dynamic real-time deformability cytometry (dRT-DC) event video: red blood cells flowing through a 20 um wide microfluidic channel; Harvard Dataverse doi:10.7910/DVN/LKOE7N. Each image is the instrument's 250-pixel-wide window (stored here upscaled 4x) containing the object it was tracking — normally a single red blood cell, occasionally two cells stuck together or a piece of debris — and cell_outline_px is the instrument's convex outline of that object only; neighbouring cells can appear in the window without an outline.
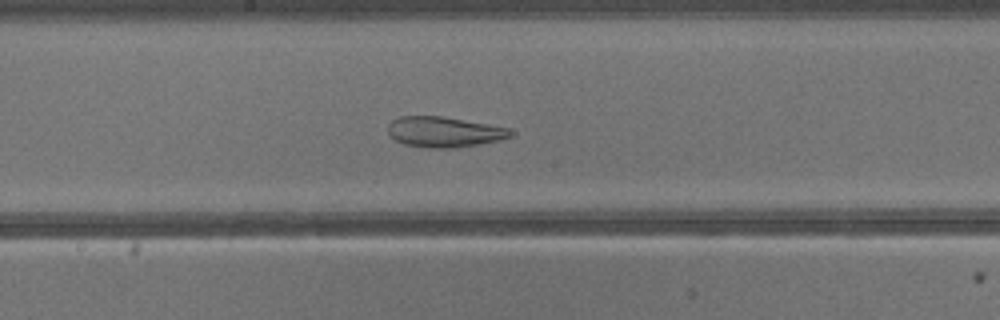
{"species": "common noctule bat (a hibernating species)", "species_latin": "Nyctalus noctula", "temperature_condition": "warm", "stored_images_in_passage": 41, "camera_frame_rate_fps": 3000, "um_per_image_px": 0.085, "animal": {"sex": "male", "body_mass_g": 13.3}, "frame": {"image": 1, "passage_image": 22, "time_ms": 7.0, "image_size_px": [1000, 320], "cell_outline_px": [[516, 132], [512, 136], [500, 140], [452, 148], [428, 148], [404, 144], [396, 140], [388, 132], [388, 124], [392, 120], [400, 116], [440, 116], [508, 128]], "centroid_in_image_um": [37.74, 11.21], "position_along_channel_um": 210.5, "area_um2": 21.5}}
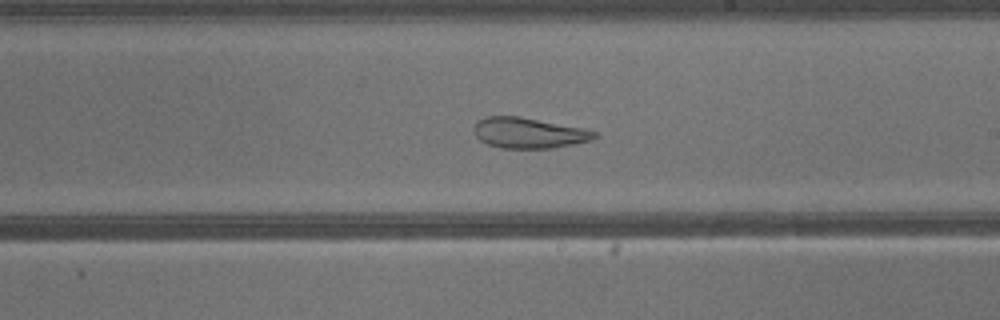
{"frame": {"image": 2, "passage_image": 24, "time_ms": 7.667, "image_size_px": [1000, 320], "cell_outline_px": [[596, 136], [592, 140], [552, 148], [504, 148], [488, 144], [480, 140], [476, 136], [472, 128], [476, 120], [484, 116], [520, 116], [584, 128], [596, 132]], "centroid_in_image_um": [44.89, 11.28], "position_along_channel_um": 244.1, "area_um2": 21.56}}
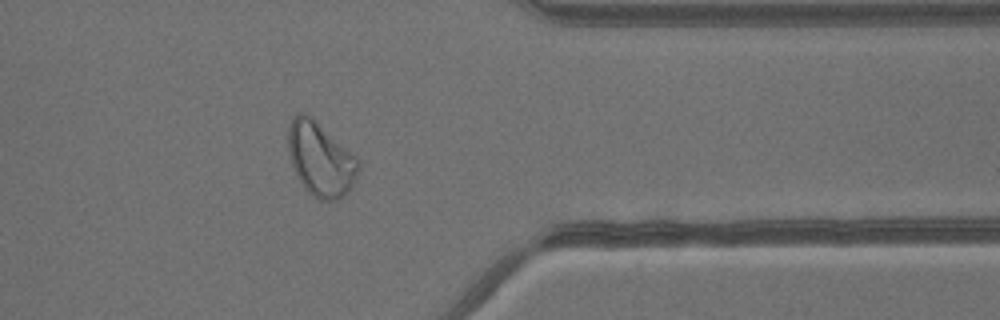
{"frame": {"image": 3, "passage_image": 33, "time_ms": 10.667, "image_size_px": [1000, 320], "cell_outline_px": [[360, 168], [348, 192], [336, 200], [320, 200], [312, 196], [308, 192], [300, 180], [292, 164], [288, 152], [288, 124], [292, 116], [300, 112], [304, 112], [312, 116], [360, 160]], "centroid_in_image_um": [27.23, 13.49], "position_along_channel_um": 384.2, "area_um2": 30.29}}